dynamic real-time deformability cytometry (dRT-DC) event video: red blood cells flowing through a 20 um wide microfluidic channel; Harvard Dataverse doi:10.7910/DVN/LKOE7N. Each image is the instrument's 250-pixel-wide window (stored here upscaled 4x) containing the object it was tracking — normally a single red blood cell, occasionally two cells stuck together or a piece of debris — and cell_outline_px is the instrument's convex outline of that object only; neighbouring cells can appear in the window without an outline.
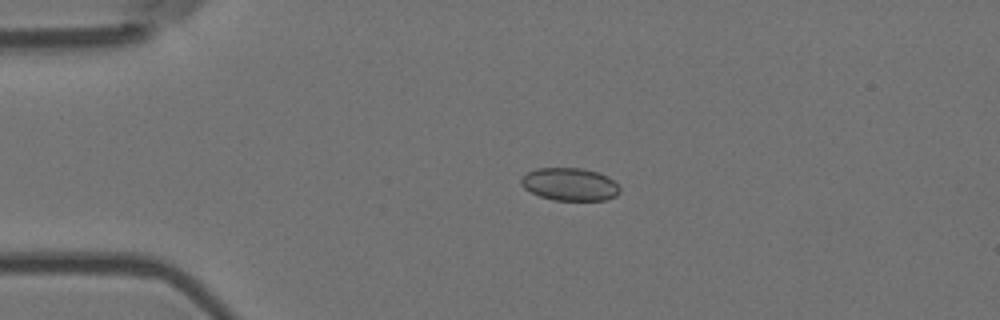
{"species": "Egyptian fruit bat (a non-hibernating species)", "species_latin": "Rousettus aegyptiacus", "temperature_condition": "room temperature", "stored_images_in_passage": 44, "camera_frame_rate_fps": 3000, "um_per_image_px": 0.085, "animal": {"sex": "female"}, "frame": {"image": 1, "passage_image": 1, "time_ms": 0.0, "image_size_px": [1000, 320], "cell_outline_px": [[620, 192], [616, 196], [604, 200], [552, 200], [540, 196], [524, 188], [520, 184], [520, 176], [536, 168], [580, 168], [600, 172], [612, 180], [620, 188]], "centroid_in_image_um": [48.41, 15.66], "position_along_channel_um": 36.6, "area_um2": 18.9}}
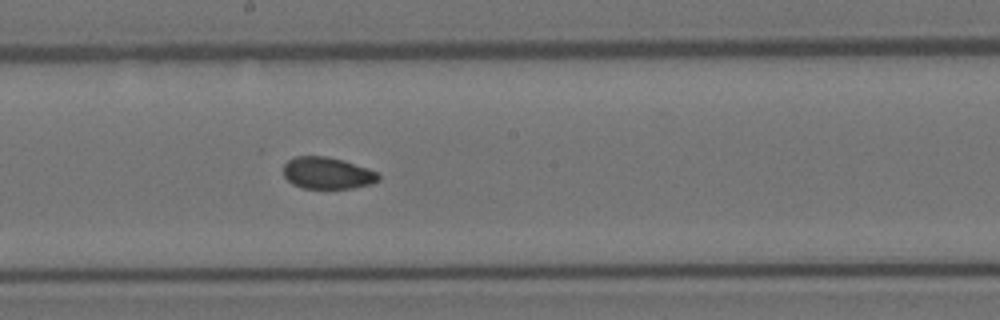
{"frame": {"image": 2, "passage_image": 19, "time_ms": 6.0, "image_size_px": [1000, 320], "cell_outline_px": [[380, 180], [372, 184], [352, 188], [304, 188], [292, 184], [284, 176], [284, 164], [288, 160], [296, 156], [324, 156], [344, 160], [368, 168], [376, 172], [380, 176]], "centroid_in_image_um": [27.84, 14.71], "position_along_channel_um": 220.4, "area_um2": 17.63}}
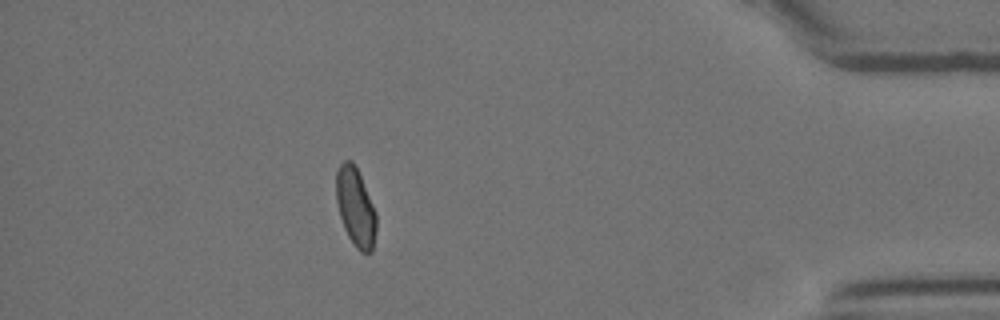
{"frame": {"image": 3, "passage_image": 38, "time_ms": 12.333, "image_size_px": [1000, 320], "cell_outline_px": [[376, 228], [372, 252], [360, 252], [356, 248], [348, 236], [344, 228], [340, 216], [336, 200], [336, 172], [340, 164], [344, 160], [352, 160], [360, 176], [376, 212]], "centroid_in_image_um": [30.21, 17.61], "position_along_channel_um": 405.0, "area_um2": 18.21}, "authors_computed_cell_mechanics": {"area_um2": 18.5249, "velocity_mm_per_s": 3.6607, "shape_relaxation_time_tau1_ms": 8.3056, "shape_relaxation_time_tau2_ms": 2.5687, "deformation_change_tau1": 0.0994, "deformation_change_tau2": 0.0662}}